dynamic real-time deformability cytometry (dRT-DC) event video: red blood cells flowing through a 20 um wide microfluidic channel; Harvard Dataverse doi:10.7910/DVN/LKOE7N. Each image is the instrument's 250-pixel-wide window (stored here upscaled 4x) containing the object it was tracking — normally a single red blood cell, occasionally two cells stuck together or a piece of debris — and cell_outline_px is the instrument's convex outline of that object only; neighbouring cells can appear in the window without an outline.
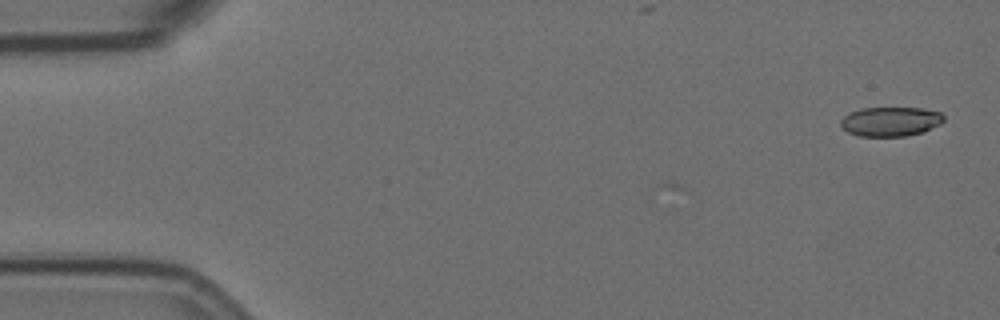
{"species": "Egyptian fruit bat (a non-hibernating species)", "species_latin": "Rousettus aegyptiacus", "temperature_condition": "room temperature", "stored_images_in_passage": 2, "camera_frame_rate_fps": 3000, "um_per_image_px": 0.085, "animal": {"sex": "female"}, "frame": {"image": 1, "passage_image": 2, "time_ms": 0.333, "image_size_px": [1000, 320], "cell_outline_px": [[944, 120], [940, 124], [924, 132], [904, 136], [860, 136], [848, 132], [840, 124], [840, 120], [844, 116], [860, 108], [924, 108], [940, 112], [944, 116]], "centroid_in_image_um": [75.72, 10.32], "position_along_channel_um": 9.3, "area_um2": 17.63}}